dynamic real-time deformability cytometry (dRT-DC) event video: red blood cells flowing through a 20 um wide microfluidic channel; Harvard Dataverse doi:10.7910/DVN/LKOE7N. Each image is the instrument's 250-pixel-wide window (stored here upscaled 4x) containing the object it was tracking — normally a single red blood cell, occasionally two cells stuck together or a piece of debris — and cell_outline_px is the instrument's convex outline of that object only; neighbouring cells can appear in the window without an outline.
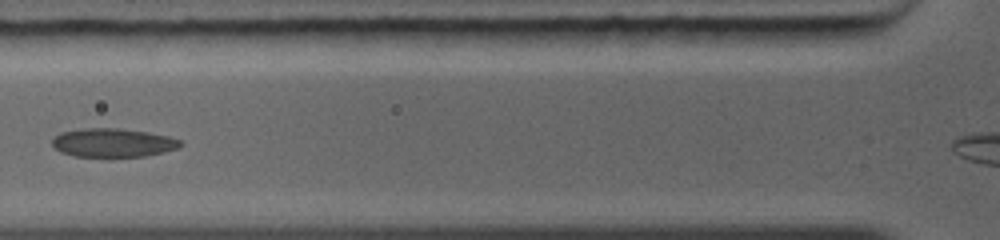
{"species": "common noctule bat (a hibernating species)", "species_latin": "Nyctalus noctula", "temperature_condition": "warm", "stored_images_in_passage": 4, "camera_frame_rate_fps": 5000, "um_per_image_px": 0.085, "animal": {"sex": "female", "body_mass_g": 19.0, "forearm_length_mm": 56.7}, "frame": {"image": 1, "passage_image": 2, "time_ms": 1.0, "image_size_px": [1000, 240], "cell_outline_px": [[184, 144], [176, 148], [164, 152], [144, 156], [76, 156], [60, 152], [52, 144], [52, 140], [60, 132], [84, 128], [120, 128], [148, 132], [168, 136], [180, 140]], "centroid_in_image_um": [9.61, 12.12], "position_along_channel_um": 116.2, "area_um2": 21.27}}
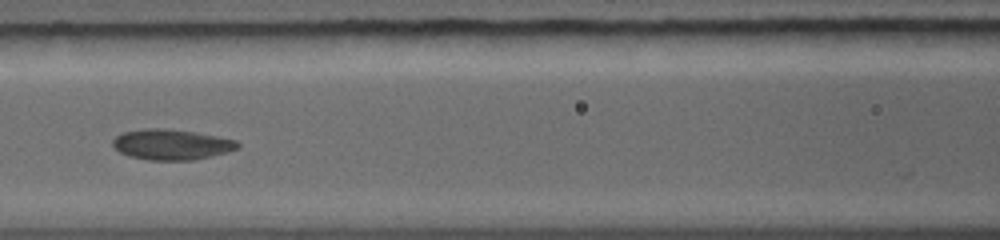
{"frame": {"image": 2, "passage_image": 3, "time_ms": 1.8, "image_size_px": [1000, 240], "cell_outline_px": [[240, 148], [228, 152], [196, 160], [148, 160], [132, 156], [120, 152], [112, 144], [112, 140], [116, 136], [124, 132], [144, 128], [168, 128], [196, 132], [236, 140], [240, 144]], "centroid_in_image_um": [14.61, 12.28], "position_along_channel_um": 152.0, "area_um2": 22.31}}